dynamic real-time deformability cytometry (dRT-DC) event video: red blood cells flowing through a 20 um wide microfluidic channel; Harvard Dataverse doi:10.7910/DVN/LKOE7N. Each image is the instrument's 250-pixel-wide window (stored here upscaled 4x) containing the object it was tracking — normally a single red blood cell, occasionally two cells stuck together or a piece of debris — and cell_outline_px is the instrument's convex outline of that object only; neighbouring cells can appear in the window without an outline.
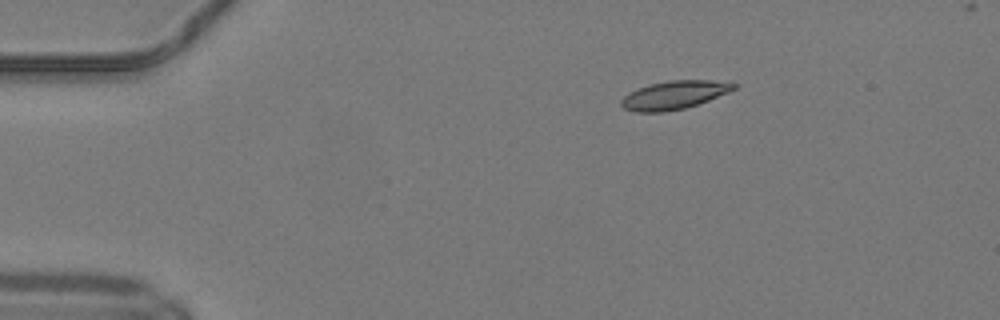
{"species": "common noctule bat (a hibernating species)", "species_latin": "Nyctalus noctula", "temperature_condition": "warm", "stored_images_in_passage": 42, "camera_frame_rate_fps": 3000, "um_per_image_px": 0.085, "animal": {"sex": "male", "body_mass_g": 19.2, "forearm_length_mm": 51.8}, "frame": {"image": 1, "passage_image": 1, "time_ms": 0.0, "image_size_px": [1000, 320], "cell_outline_px": [[736, 88], [728, 92], [708, 100], [684, 108], [664, 112], [636, 112], [624, 108], [620, 104], [620, 100], [628, 92], [648, 84], [668, 80], [732, 80], [736, 84]], "centroid_in_image_um": [57.31, 8.05], "position_along_channel_um": 27.7, "area_um2": 18.79}}
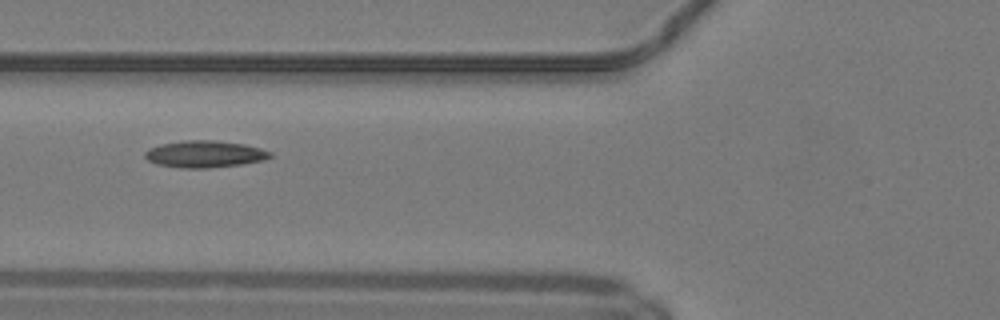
{"frame": {"image": 2, "passage_image": 12, "time_ms": 3.667, "image_size_px": [1000, 320], "cell_outline_px": [[272, 156], [264, 160], [244, 164], [208, 168], [180, 168], [156, 164], [148, 160], [144, 156], [144, 152], [148, 148], [160, 144], [184, 140], [216, 140], [244, 144], [260, 148], [272, 152]], "centroid_in_image_um": [17.39, 13.09], "position_along_channel_um": 108.4, "area_um2": 19.83}}
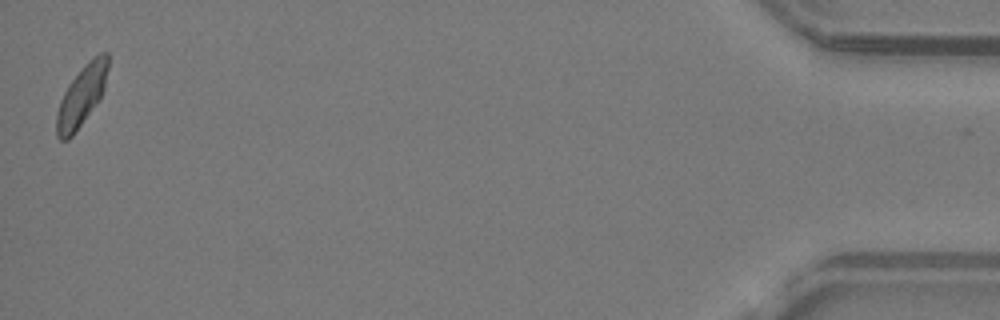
{"frame": {"image": 3, "passage_image": 42, "time_ms": 13.667, "image_size_px": [1000, 320], "cell_outline_px": [[108, 68], [104, 88], [100, 96], [72, 136], [68, 140], [60, 140], [56, 136], [56, 116], [60, 100], [68, 84], [80, 68], [92, 56], [100, 52], [108, 52]], "centroid_in_image_um": [6.91, 8.1], "position_along_channel_um": 428.3, "area_um2": 17.92}, "authors_computed_cell_mechanics": {"area_um2": 18.4093, "velocity_mm_per_s": 4.1315, "shape_relaxation_time_tau1_ms": 4.0605, "shape_relaxation_time_tau2_ms": 3.1799, "deformation_change_tau1": 0.1286, "deformation_change_tau2": 0.0839}}